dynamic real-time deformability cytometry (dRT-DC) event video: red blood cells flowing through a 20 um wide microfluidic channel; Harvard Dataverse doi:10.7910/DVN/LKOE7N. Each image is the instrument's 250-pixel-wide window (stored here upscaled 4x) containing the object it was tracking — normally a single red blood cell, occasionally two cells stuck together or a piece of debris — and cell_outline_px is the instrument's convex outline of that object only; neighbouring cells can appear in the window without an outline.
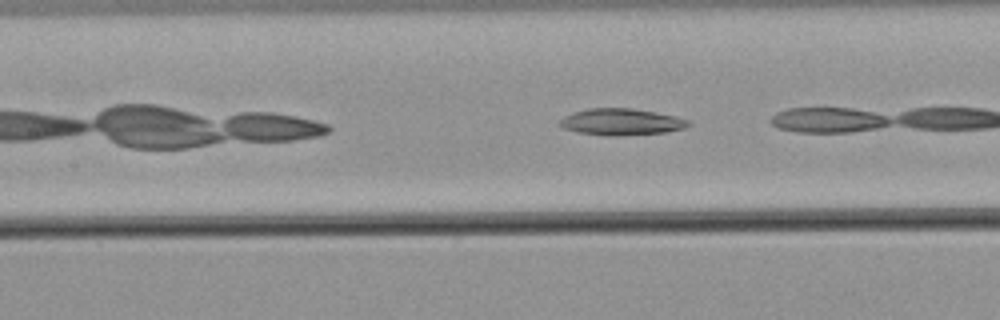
{"species": "common noctule bat (a hibernating species)", "species_latin": "Nyctalus noctula", "temperature_condition": "warm", "stored_images_in_passage": 7, "camera_frame_rate_fps": 3000, "um_per_image_px": 0.085, "animal": {"sex": "male", "body_mass_g": 21.5, "forearm_length_mm": 52.0}, "frame": {"image": 1, "passage_image": 6, "time_ms": 1.667, "image_size_px": [1000, 320], "cell_outline_px": [[692, 124], [684, 128], [664, 132], [620, 136], [608, 136], [576, 132], [564, 128], [560, 124], [560, 120], [564, 116], [572, 112], [588, 108], [632, 108], [676, 116], [688, 120]], "centroid_in_image_um": [52.8, 10.36], "position_along_channel_um": 154.6, "area_um2": 19.94}}